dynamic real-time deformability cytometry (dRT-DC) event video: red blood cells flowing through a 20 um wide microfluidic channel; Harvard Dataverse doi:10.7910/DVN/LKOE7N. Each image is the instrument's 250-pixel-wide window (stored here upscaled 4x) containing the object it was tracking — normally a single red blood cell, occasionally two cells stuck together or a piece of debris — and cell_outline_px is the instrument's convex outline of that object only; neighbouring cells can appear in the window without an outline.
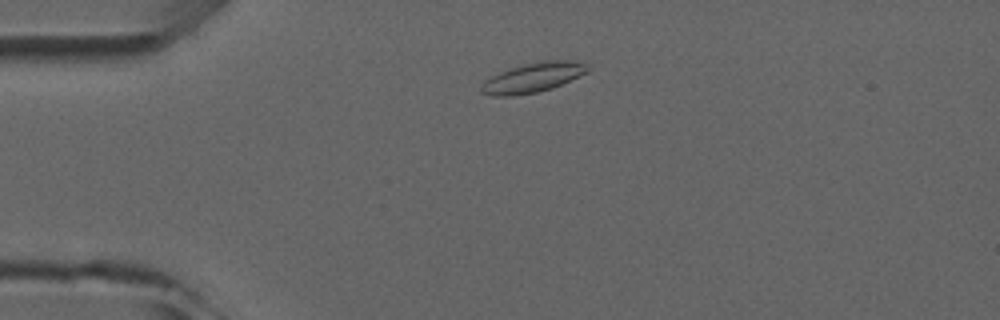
{"species": "common noctule bat (a hibernating species)", "species_latin": "Nyctalus noctula", "temperature_condition": "room temperature", "stored_images_in_passage": 6, "camera_frame_rate_fps": 3000, "um_per_image_px": 0.085, "animal": {"sex": "male", "forearm_length_mm": 52.5}, "frame": {"image": 1, "passage_image": 6, "time_ms": 6.333, "image_size_px": [1000, 320], "cell_outline_px": [[592, 68], [588, 72], [552, 88], [536, 92], [512, 96], [492, 96], [480, 92], [480, 88], [484, 80], [508, 68], [540, 60], [584, 60]], "centroid_in_image_um": [45.35, 6.57], "position_along_channel_um": 39.7, "area_um2": 18.73}}